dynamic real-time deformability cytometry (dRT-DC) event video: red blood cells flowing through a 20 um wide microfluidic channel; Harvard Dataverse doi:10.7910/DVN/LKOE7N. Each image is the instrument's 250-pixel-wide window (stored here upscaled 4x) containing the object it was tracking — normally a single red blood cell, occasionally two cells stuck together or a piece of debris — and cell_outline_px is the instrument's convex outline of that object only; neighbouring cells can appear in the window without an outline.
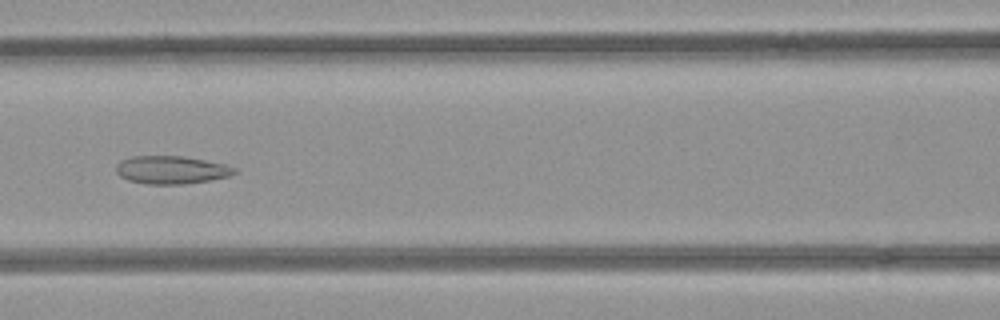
{"species": "common noctule bat (a hibernating species)", "species_latin": "Nyctalus noctula", "temperature_condition": "room temperature", "stored_images_in_passage": 42, "camera_frame_rate_fps": 3000, "um_per_image_px": 0.085, "animal": {"sex": "female", "body_mass_g": 21.9}, "frame": {"image": 1, "passage_image": 18, "time_ms": 5.667, "image_size_px": [1000, 320], "cell_outline_px": [[236, 172], [228, 176], [208, 180], [184, 184], [148, 184], [128, 180], [120, 176], [116, 172], [116, 164], [120, 160], [132, 156], [184, 156], [224, 164], [236, 168]], "centroid_in_image_um": [14.52, 14.43], "position_along_channel_um": 152.1, "area_um2": 19.19}}
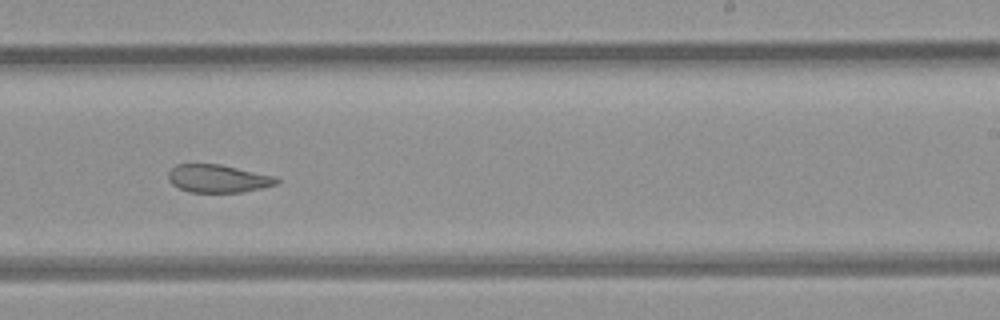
{"frame": {"image": 2, "passage_image": 27, "time_ms": 8.667, "image_size_px": [1000, 320], "cell_outline_px": [[280, 180], [276, 184], [244, 192], [188, 192], [172, 184], [168, 180], [168, 172], [176, 164], [220, 164], [276, 176]], "centroid_in_image_um": [18.52, 15.17], "position_along_channel_um": 270.5, "area_um2": 17.63}}
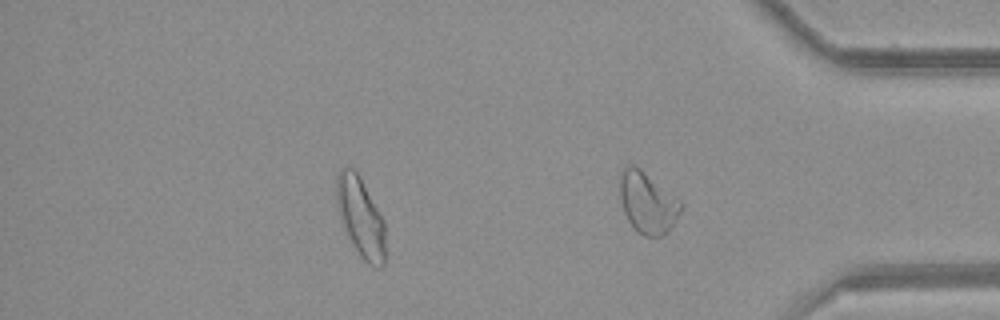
{"frame": {"image": 3, "passage_image": 36, "time_ms": 11.667, "image_size_px": [1000, 320], "cell_outline_px": [[384, 264], [380, 268], [376, 268], [368, 264], [360, 256], [348, 236], [340, 220], [336, 208], [336, 172], [340, 168], [352, 168], [360, 176], [384, 220]], "centroid_in_image_um": [30.62, 18.44], "position_along_channel_um": 404.6, "area_um2": 22.77}, "authors_computed_cell_mechanics": {"area_um2": 21.7906, "velocity_mm_per_s": 3.9591, "shape_relaxation_time_tau1_ms": null, "shape_relaxation_time_tau2_ms": 2.6291, "deformation_change_tau1": null, "deformation_change_tau2": 0.1012}}